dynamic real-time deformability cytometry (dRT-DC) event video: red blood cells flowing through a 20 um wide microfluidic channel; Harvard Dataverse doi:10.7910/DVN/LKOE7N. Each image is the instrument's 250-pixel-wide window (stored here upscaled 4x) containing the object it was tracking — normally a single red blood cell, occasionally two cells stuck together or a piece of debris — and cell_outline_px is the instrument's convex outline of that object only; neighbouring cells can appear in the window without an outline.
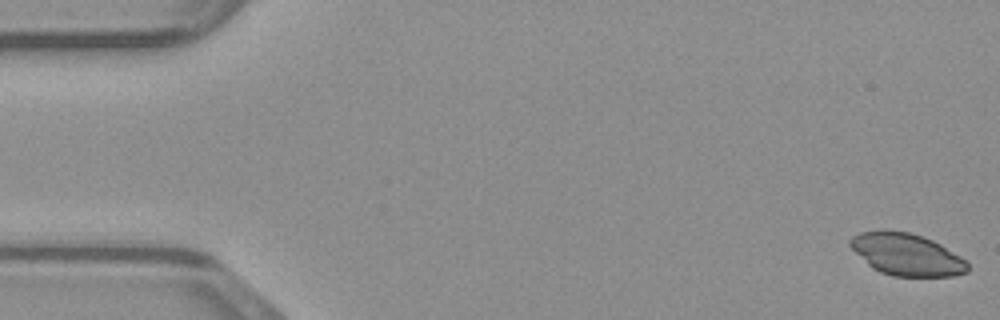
{"species": "common noctule bat (a hibernating species)", "species_latin": "Nyctalus noctula", "temperature_condition": "warm", "stored_images_in_passage": 48, "camera_frame_rate_fps": 3000, "um_per_image_px": 0.085, "animal": {"sex": "male", "body_mass_g": 23.1, "forearm_length_mm": 52.7}, "frame": {"image": 1, "passage_image": 1, "time_ms": 0.0, "image_size_px": [1000, 320], "cell_outline_px": [[968, 272], [952, 276], [892, 276], [880, 272], [872, 268], [848, 244], [848, 240], [852, 236], [860, 232], [884, 228], [908, 232], [924, 236], [940, 244], [968, 260]], "centroid_in_image_um": [77.06, 21.6], "position_along_channel_um": 7.9, "area_um2": 29.13}}